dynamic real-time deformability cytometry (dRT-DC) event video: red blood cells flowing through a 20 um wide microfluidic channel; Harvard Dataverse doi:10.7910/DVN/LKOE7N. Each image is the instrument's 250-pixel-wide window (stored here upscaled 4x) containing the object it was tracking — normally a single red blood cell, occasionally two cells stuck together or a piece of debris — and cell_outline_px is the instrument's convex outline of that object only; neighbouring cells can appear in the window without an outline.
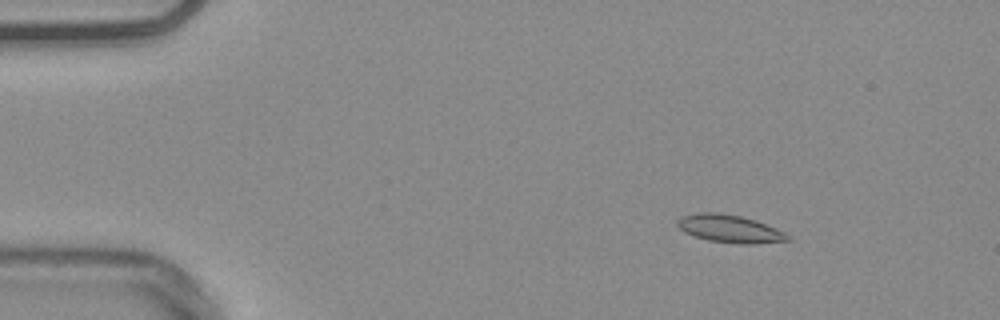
{"species": "common noctule bat (a hibernating species)", "species_latin": "Nyctalus noctula", "temperature_condition": "warm", "stored_images_in_passage": 55, "camera_frame_rate_fps": 3000, "um_per_image_px": 0.085, "animal": {"sex": "male", "body_mass_g": 20.4}, "frame": {"image": 1, "passage_image": 8, "time_ms": 2.333, "image_size_px": [1000, 320], "cell_outline_px": [[792, 240], [756, 244], [740, 244], [708, 240], [684, 232], [676, 224], [676, 220], [680, 216], [696, 212], [720, 212], [740, 216], [756, 220], [776, 228], [792, 236]], "centroid_in_image_um": [62.04, 19.43], "position_along_channel_um": 23.0, "area_um2": 18.09}}
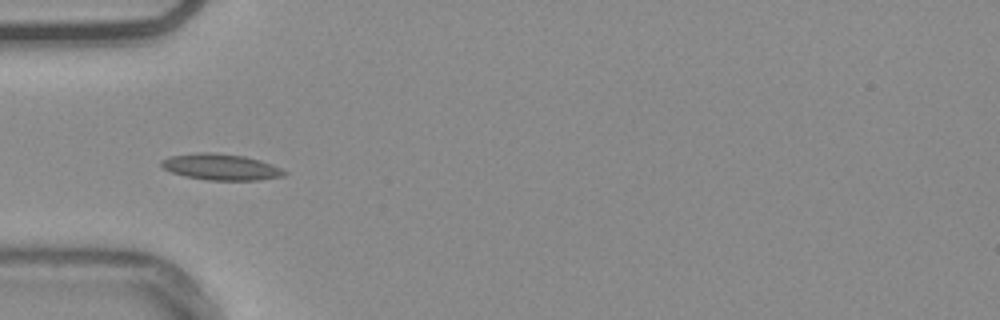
{"frame": {"image": 2, "passage_image": 18, "time_ms": 5.667, "image_size_px": [1000, 320], "cell_outline_px": [[288, 172], [284, 176], [256, 180], [208, 180], [184, 176], [172, 172], [164, 168], [160, 164], [160, 160], [172, 156], [196, 152], [212, 152], [244, 156], [260, 160], [272, 164]], "centroid_in_image_um": [18.77, 14.19], "position_along_channel_um": 66.2, "area_um2": 18.73}}
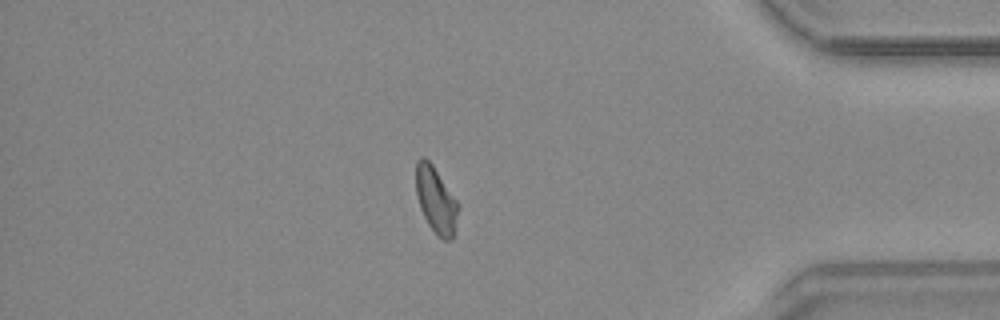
{"frame": {"image": 3, "passage_image": 47, "time_ms": 15.333, "image_size_px": [1000, 320], "cell_outline_px": [[456, 216], [452, 240], [444, 240], [436, 236], [428, 224], [420, 208], [416, 196], [416, 160], [420, 156], [424, 156], [432, 164], [456, 200]], "centroid_in_image_um": [36.99, 16.99], "position_along_channel_um": 398.2, "area_um2": 15.95}, "authors_computed_cell_mechanics": {"area_um2": 16.7042, "velocity_mm_per_s": 3.771, "shape_relaxation_time_tau1_ms": null, "shape_relaxation_time_tau2_ms": 7.3725, "deformation_change_tau1": null, "deformation_change_tau2": 0.1037}}